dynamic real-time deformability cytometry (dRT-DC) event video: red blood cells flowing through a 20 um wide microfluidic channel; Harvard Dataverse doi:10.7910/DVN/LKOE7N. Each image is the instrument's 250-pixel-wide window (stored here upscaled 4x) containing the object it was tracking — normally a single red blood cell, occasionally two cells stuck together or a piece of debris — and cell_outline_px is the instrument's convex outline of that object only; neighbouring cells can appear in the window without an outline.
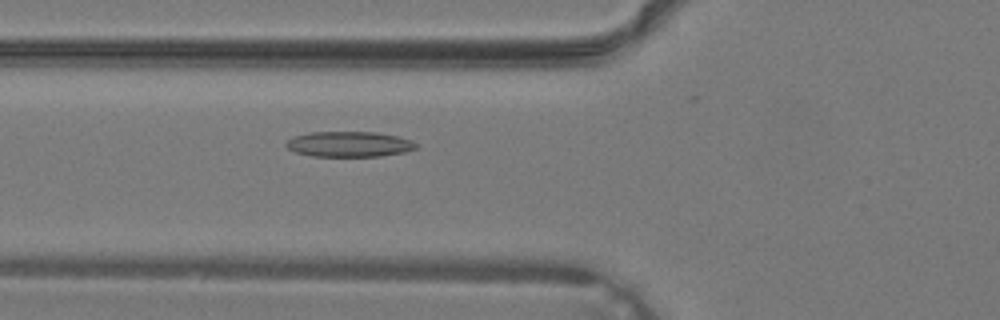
{"species": "common noctule bat (a hibernating species)", "species_latin": "Nyctalus noctula", "temperature_condition": "warm", "stored_images_in_passage": 40, "camera_frame_rate_fps": 3000, "um_per_image_px": 0.085, "animal": {"sex": "male", "body_mass_g": 19.2, "forearm_length_mm": 51.8}, "frame": {"image": 1, "passage_image": 16, "time_ms": 5.0, "image_size_px": [1000, 320], "cell_outline_px": [[420, 144], [416, 148], [404, 152], [380, 156], [312, 156], [296, 152], [288, 148], [284, 144], [292, 136], [308, 132], [376, 132], [396, 136], [412, 140]], "centroid_in_image_um": [29.68, 12.25], "position_along_channel_um": 96.1, "area_um2": 19.31}}
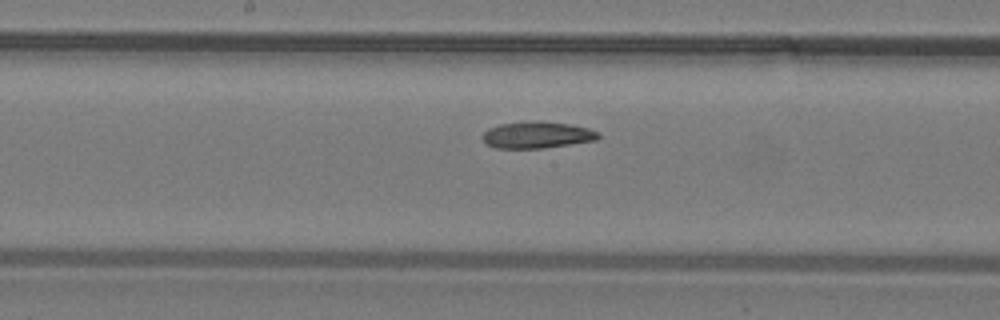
{"frame": {"image": 2, "passage_image": 22, "time_ms": 7.0, "image_size_px": [1000, 320], "cell_outline_px": [[600, 136], [596, 140], [544, 148], [496, 148], [488, 144], [484, 140], [484, 132], [488, 128], [500, 124], [532, 120], [540, 120], [568, 124], [588, 128], [600, 132]], "centroid_in_image_um": [45.67, 11.45], "position_along_channel_um": 202.5, "area_um2": 17.98}}
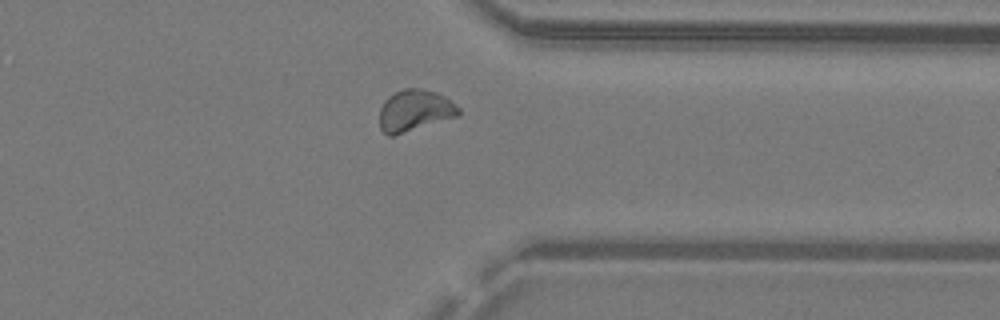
{"frame": {"image": 3, "passage_image": 32, "time_ms": 10.333, "image_size_px": [1000, 320], "cell_outline_px": [[460, 112], [456, 116], [392, 136], [388, 136], [380, 128], [380, 108], [384, 100], [388, 96], [404, 88], [420, 88], [436, 92], [444, 96], [460, 108]], "centroid_in_image_um": [35.22, 9.38], "position_along_channel_um": 376.2, "area_um2": 18.84}}